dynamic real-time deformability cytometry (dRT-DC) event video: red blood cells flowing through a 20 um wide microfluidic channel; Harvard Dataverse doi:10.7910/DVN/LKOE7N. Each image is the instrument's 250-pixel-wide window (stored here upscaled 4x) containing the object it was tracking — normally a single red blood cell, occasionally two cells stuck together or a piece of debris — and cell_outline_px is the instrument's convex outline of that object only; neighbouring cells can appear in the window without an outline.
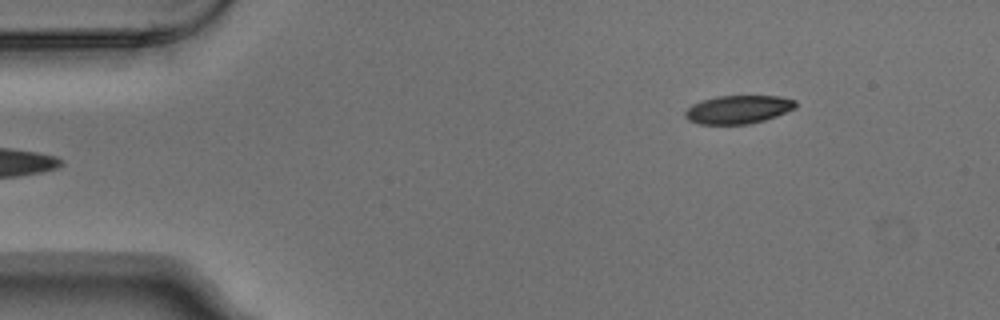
{"species": "Egyptian fruit bat (a non-hibernating species)", "species_latin": "Rousettus aegyptiacus", "temperature_condition": "warm", "stored_images_in_passage": 4, "segment_of_instrument_passage": [2, 2], "camera_frame_rate_fps": 3000, "um_per_image_px": 0.085, "animal": {"sex": "male"}, "frame": {"image": 1, "passage_image": 4, "time_ms": 1.0, "image_size_px": [1000, 320], "cell_outline_px": [[796, 108], [776, 116], [764, 120], [748, 124], [700, 124], [688, 120], [684, 116], [684, 112], [692, 104], [700, 100], [716, 96], [780, 96], [796, 100]], "centroid_in_image_um": [62.73, 9.3], "position_along_channel_um": 22.3, "area_um2": 18.32}}